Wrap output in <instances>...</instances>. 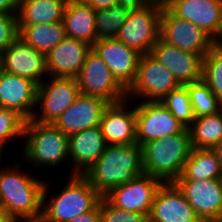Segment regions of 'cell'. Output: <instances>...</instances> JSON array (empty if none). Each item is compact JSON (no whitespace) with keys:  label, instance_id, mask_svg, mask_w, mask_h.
<instances>
[{"label":"cell","instance_id":"cell-1","mask_svg":"<svg viewBox=\"0 0 222 222\" xmlns=\"http://www.w3.org/2000/svg\"><path fill=\"white\" fill-rule=\"evenodd\" d=\"M19 160L20 163L13 161L12 166L0 165V204L12 219L41 217L46 180L22 171L25 162Z\"/></svg>","mask_w":222,"mask_h":222},{"label":"cell","instance_id":"cell-2","mask_svg":"<svg viewBox=\"0 0 222 222\" xmlns=\"http://www.w3.org/2000/svg\"><path fill=\"white\" fill-rule=\"evenodd\" d=\"M143 173L142 146L134 143L106 145L104 153L83 176L104 197L113 188Z\"/></svg>","mask_w":222,"mask_h":222},{"label":"cell","instance_id":"cell-3","mask_svg":"<svg viewBox=\"0 0 222 222\" xmlns=\"http://www.w3.org/2000/svg\"><path fill=\"white\" fill-rule=\"evenodd\" d=\"M192 151L190 132H182L155 139L142 146L144 174L173 183L181 174Z\"/></svg>","mask_w":222,"mask_h":222},{"label":"cell","instance_id":"cell-4","mask_svg":"<svg viewBox=\"0 0 222 222\" xmlns=\"http://www.w3.org/2000/svg\"><path fill=\"white\" fill-rule=\"evenodd\" d=\"M68 178L64 188L53 195L49 194L50 183L45 181L42 203V217L45 222H68L91 211L99 203L102 196L83 175H69Z\"/></svg>","mask_w":222,"mask_h":222},{"label":"cell","instance_id":"cell-5","mask_svg":"<svg viewBox=\"0 0 222 222\" xmlns=\"http://www.w3.org/2000/svg\"><path fill=\"white\" fill-rule=\"evenodd\" d=\"M21 157L33 169L63 166L69 162L68 136L54 124L27 120Z\"/></svg>","mask_w":222,"mask_h":222},{"label":"cell","instance_id":"cell-6","mask_svg":"<svg viewBox=\"0 0 222 222\" xmlns=\"http://www.w3.org/2000/svg\"><path fill=\"white\" fill-rule=\"evenodd\" d=\"M163 0H140L130 11L117 39L140 54H148L160 34Z\"/></svg>","mask_w":222,"mask_h":222},{"label":"cell","instance_id":"cell-7","mask_svg":"<svg viewBox=\"0 0 222 222\" xmlns=\"http://www.w3.org/2000/svg\"><path fill=\"white\" fill-rule=\"evenodd\" d=\"M181 85L173 74L150 53L140 57L136 77L127 89L130 101H160Z\"/></svg>","mask_w":222,"mask_h":222},{"label":"cell","instance_id":"cell-8","mask_svg":"<svg viewBox=\"0 0 222 222\" xmlns=\"http://www.w3.org/2000/svg\"><path fill=\"white\" fill-rule=\"evenodd\" d=\"M47 77L37 87L36 109L31 119L39 123L54 124L75 102L80 91L75 77Z\"/></svg>","mask_w":222,"mask_h":222},{"label":"cell","instance_id":"cell-9","mask_svg":"<svg viewBox=\"0 0 222 222\" xmlns=\"http://www.w3.org/2000/svg\"><path fill=\"white\" fill-rule=\"evenodd\" d=\"M75 78L80 94L100 98L109 104L127 99V90L93 50L87 54L85 63Z\"/></svg>","mask_w":222,"mask_h":222},{"label":"cell","instance_id":"cell-10","mask_svg":"<svg viewBox=\"0 0 222 222\" xmlns=\"http://www.w3.org/2000/svg\"><path fill=\"white\" fill-rule=\"evenodd\" d=\"M159 37L166 43L202 57L217 44L202 28L173 15L164 5L160 16Z\"/></svg>","mask_w":222,"mask_h":222},{"label":"cell","instance_id":"cell-11","mask_svg":"<svg viewBox=\"0 0 222 222\" xmlns=\"http://www.w3.org/2000/svg\"><path fill=\"white\" fill-rule=\"evenodd\" d=\"M136 143H145L182 132L184 127L160 101H137Z\"/></svg>","mask_w":222,"mask_h":222},{"label":"cell","instance_id":"cell-12","mask_svg":"<svg viewBox=\"0 0 222 222\" xmlns=\"http://www.w3.org/2000/svg\"><path fill=\"white\" fill-rule=\"evenodd\" d=\"M202 222H222V180H175Z\"/></svg>","mask_w":222,"mask_h":222},{"label":"cell","instance_id":"cell-13","mask_svg":"<svg viewBox=\"0 0 222 222\" xmlns=\"http://www.w3.org/2000/svg\"><path fill=\"white\" fill-rule=\"evenodd\" d=\"M175 16L202 28L217 43L222 38V0H163Z\"/></svg>","mask_w":222,"mask_h":222},{"label":"cell","instance_id":"cell-14","mask_svg":"<svg viewBox=\"0 0 222 222\" xmlns=\"http://www.w3.org/2000/svg\"><path fill=\"white\" fill-rule=\"evenodd\" d=\"M161 185L159 179L143 173L113 188L104 197L115 207L149 217L155 193Z\"/></svg>","mask_w":222,"mask_h":222},{"label":"cell","instance_id":"cell-15","mask_svg":"<svg viewBox=\"0 0 222 222\" xmlns=\"http://www.w3.org/2000/svg\"><path fill=\"white\" fill-rule=\"evenodd\" d=\"M92 50L109 67L113 76L127 90L134 82L142 54L117 38L98 39Z\"/></svg>","mask_w":222,"mask_h":222},{"label":"cell","instance_id":"cell-16","mask_svg":"<svg viewBox=\"0 0 222 222\" xmlns=\"http://www.w3.org/2000/svg\"><path fill=\"white\" fill-rule=\"evenodd\" d=\"M1 70L28 78L37 85L48 76L45 54L32 48L19 36L2 52Z\"/></svg>","mask_w":222,"mask_h":222},{"label":"cell","instance_id":"cell-17","mask_svg":"<svg viewBox=\"0 0 222 222\" xmlns=\"http://www.w3.org/2000/svg\"><path fill=\"white\" fill-rule=\"evenodd\" d=\"M150 54L173 74L181 86L202 79L203 57L201 55L179 49L160 37Z\"/></svg>","mask_w":222,"mask_h":222},{"label":"cell","instance_id":"cell-18","mask_svg":"<svg viewBox=\"0 0 222 222\" xmlns=\"http://www.w3.org/2000/svg\"><path fill=\"white\" fill-rule=\"evenodd\" d=\"M126 99L109 104L105 109L100 127L107 145H130L136 143L135 105Z\"/></svg>","mask_w":222,"mask_h":222},{"label":"cell","instance_id":"cell-19","mask_svg":"<svg viewBox=\"0 0 222 222\" xmlns=\"http://www.w3.org/2000/svg\"><path fill=\"white\" fill-rule=\"evenodd\" d=\"M149 222H202L174 183H162L155 193Z\"/></svg>","mask_w":222,"mask_h":222},{"label":"cell","instance_id":"cell-20","mask_svg":"<svg viewBox=\"0 0 222 222\" xmlns=\"http://www.w3.org/2000/svg\"><path fill=\"white\" fill-rule=\"evenodd\" d=\"M68 143L70 176L84 175L104 153L107 145L100 126L69 135Z\"/></svg>","mask_w":222,"mask_h":222},{"label":"cell","instance_id":"cell-21","mask_svg":"<svg viewBox=\"0 0 222 222\" xmlns=\"http://www.w3.org/2000/svg\"><path fill=\"white\" fill-rule=\"evenodd\" d=\"M108 105V102L100 98L80 94L54 125L67 136L100 126L102 115Z\"/></svg>","mask_w":222,"mask_h":222},{"label":"cell","instance_id":"cell-22","mask_svg":"<svg viewBox=\"0 0 222 222\" xmlns=\"http://www.w3.org/2000/svg\"><path fill=\"white\" fill-rule=\"evenodd\" d=\"M91 50L88 43L66 37L45 55L48 76L76 77Z\"/></svg>","mask_w":222,"mask_h":222},{"label":"cell","instance_id":"cell-23","mask_svg":"<svg viewBox=\"0 0 222 222\" xmlns=\"http://www.w3.org/2000/svg\"><path fill=\"white\" fill-rule=\"evenodd\" d=\"M37 87L28 78L0 70V107L15 109L30 120L36 109Z\"/></svg>","mask_w":222,"mask_h":222},{"label":"cell","instance_id":"cell-24","mask_svg":"<svg viewBox=\"0 0 222 222\" xmlns=\"http://www.w3.org/2000/svg\"><path fill=\"white\" fill-rule=\"evenodd\" d=\"M63 24L68 38L86 42L91 46L98 40L95 10L84 0L67 1Z\"/></svg>","mask_w":222,"mask_h":222},{"label":"cell","instance_id":"cell-25","mask_svg":"<svg viewBox=\"0 0 222 222\" xmlns=\"http://www.w3.org/2000/svg\"><path fill=\"white\" fill-rule=\"evenodd\" d=\"M68 0H20L17 12L18 29L24 25L49 24L63 21Z\"/></svg>","mask_w":222,"mask_h":222},{"label":"cell","instance_id":"cell-26","mask_svg":"<svg viewBox=\"0 0 222 222\" xmlns=\"http://www.w3.org/2000/svg\"><path fill=\"white\" fill-rule=\"evenodd\" d=\"M222 169L213 149L192 148L182 174L176 180L221 179Z\"/></svg>","mask_w":222,"mask_h":222},{"label":"cell","instance_id":"cell-27","mask_svg":"<svg viewBox=\"0 0 222 222\" xmlns=\"http://www.w3.org/2000/svg\"><path fill=\"white\" fill-rule=\"evenodd\" d=\"M19 37L32 48L45 55L67 36L63 21L49 24L24 25L19 30Z\"/></svg>","mask_w":222,"mask_h":222},{"label":"cell","instance_id":"cell-28","mask_svg":"<svg viewBox=\"0 0 222 222\" xmlns=\"http://www.w3.org/2000/svg\"><path fill=\"white\" fill-rule=\"evenodd\" d=\"M188 129L192 148L213 149L222 140V111L196 117Z\"/></svg>","mask_w":222,"mask_h":222},{"label":"cell","instance_id":"cell-29","mask_svg":"<svg viewBox=\"0 0 222 222\" xmlns=\"http://www.w3.org/2000/svg\"><path fill=\"white\" fill-rule=\"evenodd\" d=\"M138 2H125L110 8L95 10L98 39L117 38L122 25L127 21L131 9Z\"/></svg>","mask_w":222,"mask_h":222},{"label":"cell","instance_id":"cell-30","mask_svg":"<svg viewBox=\"0 0 222 222\" xmlns=\"http://www.w3.org/2000/svg\"><path fill=\"white\" fill-rule=\"evenodd\" d=\"M184 86L189 93L195 118L222 111L221 103L202 79Z\"/></svg>","mask_w":222,"mask_h":222},{"label":"cell","instance_id":"cell-31","mask_svg":"<svg viewBox=\"0 0 222 222\" xmlns=\"http://www.w3.org/2000/svg\"><path fill=\"white\" fill-rule=\"evenodd\" d=\"M202 80L222 105V45L217 43L203 57Z\"/></svg>","mask_w":222,"mask_h":222},{"label":"cell","instance_id":"cell-32","mask_svg":"<svg viewBox=\"0 0 222 222\" xmlns=\"http://www.w3.org/2000/svg\"><path fill=\"white\" fill-rule=\"evenodd\" d=\"M160 102L186 128H189L195 119L189 93L185 86L168 93Z\"/></svg>","mask_w":222,"mask_h":222},{"label":"cell","instance_id":"cell-33","mask_svg":"<svg viewBox=\"0 0 222 222\" xmlns=\"http://www.w3.org/2000/svg\"><path fill=\"white\" fill-rule=\"evenodd\" d=\"M27 119L15 109L0 107V147L4 150L12 141L23 138Z\"/></svg>","mask_w":222,"mask_h":222},{"label":"cell","instance_id":"cell-34","mask_svg":"<svg viewBox=\"0 0 222 222\" xmlns=\"http://www.w3.org/2000/svg\"><path fill=\"white\" fill-rule=\"evenodd\" d=\"M100 218L101 222H149L147 215L115 207L105 197L100 199Z\"/></svg>","mask_w":222,"mask_h":222},{"label":"cell","instance_id":"cell-35","mask_svg":"<svg viewBox=\"0 0 222 222\" xmlns=\"http://www.w3.org/2000/svg\"><path fill=\"white\" fill-rule=\"evenodd\" d=\"M19 36L17 13H0V52Z\"/></svg>","mask_w":222,"mask_h":222},{"label":"cell","instance_id":"cell-36","mask_svg":"<svg viewBox=\"0 0 222 222\" xmlns=\"http://www.w3.org/2000/svg\"><path fill=\"white\" fill-rule=\"evenodd\" d=\"M68 222H101L100 201L91 211L84 212Z\"/></svg>","mask_w":222,"mask_h":222},{"label":"cell","instance_id":"cell-37","mask_svg":"<svg viewBox=\"0 0 222 222\" xmlns=\"http://www.w3.org/2000/svg\"><path fill=\"white\" fill-rule=\"evenodd\" d=\"M94 10L110 8L125 2H139L140 0H84Z\"/></svg>","mask_w":222,"mask_h":222},{"label":"cell","instance_id":"cell-38","mask_svg":"<svg viewBox=\"0 0 222 222\" xmlns=\"http://www.w3.org/2000/svg\"><path fill=\"white\" fill-rule=\"evenodd\" d=\"M20 0H0V13H17Z\"/></svg>","mask_w":222,"mask_h":222},{"label":"cell","instance_id":"cell-39","mask_svg":"<svg viewBox=\"0 0 222 222\" xmlns=\"http://www.w3.org/2000/svg\"><path fill=\"white\" fill-rule=\"evenodd\" d=\"M12 218L9 216L7 210L0 204V222H11Z\"/></svg>","mask_w":222,"mask_h":222},{"label":"cell","instance_id":"cell-40","mask_svg":"<svg viewBox=\"0 0 222 222\" xmlns=\"http://www.w3.org/2000/svg\"><path fill=\"white\" fill-rule=\"evenodd\" d=\"M213 150L217 154L222 169V140L213 148Z\"/></svg>","mask_w":222,"mask_h":222},{"label":"cell","instance_id":"cell-41","mask_svg":"<svg viewBox=\"0 0 222 222\" xmlns=\"http://www.w3.org/2000/svg\"><path fill=\"white\" fill-rule=\"evenodd\" d=\"M11 222H45V220L41 216L38 218L12 219Z\"/></svg>","mask_w":222,"mask_h":222},{"label":"cell","instance_id":"cell-42","mask_svg":"<svg viewBox=\"0 0 222 222\" xmlns=\"http://www.w3.org/2000/svg\"><path fill=\"white\" fill-rule=\"evenodd\" d=\"M5 152V150H3L1 147H0V163H2V161H3V156L5 157L6 155V153H4ZM0 165H2V164H0Z\"/></svg>","mask_w":222,"mask_h":222},{"label":"cell","instance_id":"cell-43","mask_svg":"<svg viewBox=\"0 0 222 222\" xmlns=\"http://www.w3.org/2000/svg\"><path fill=\"white\" fill-rule=\"evenodd\" d=\"M1 63H2V53L0 52V70H1Z\"/></svg>","mask_w":222,"mask_h":222},{"label":"cell","instance_id":"cell-44","mask_svg":"<svg viewBox=\"0 0 222 222\" xmlns=\"http://www.w3.org/2000/svg\"><path fill=\"white\" fill-rule=\"evenodd\" d=\"M218 44L222 45V38H221V40L218 42Z\"/></svg>","mask_w":222,"mask_h":222}]
</instances>
